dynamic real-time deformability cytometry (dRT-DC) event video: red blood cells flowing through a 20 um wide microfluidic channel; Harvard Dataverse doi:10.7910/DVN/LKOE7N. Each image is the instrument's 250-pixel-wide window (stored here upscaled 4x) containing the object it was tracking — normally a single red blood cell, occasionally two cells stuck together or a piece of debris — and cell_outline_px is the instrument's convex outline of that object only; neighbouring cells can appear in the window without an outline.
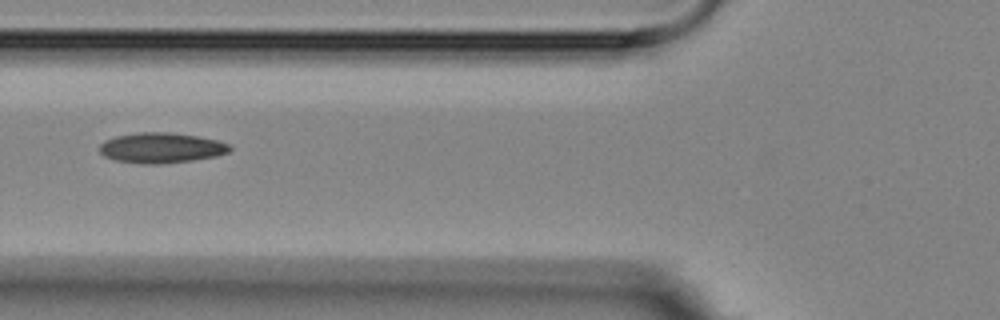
{"species": "Egyptian fruit bat (a non-hibernating species)", "species_latin": "Rousettus aegyptiacus", "temperature_condition": "room temperature", "stored_images_in_passage": 8, "camera_frame_rate_fps": 3000, "um_per_image_px": 0.085, "animal": {"sex": "female"}, "frame": {"image": 1, "passage_image": 6, "time_ms": 7.0, "image_size_px": [1000, 320], "cell_outline_px": [[232, 148], [228, 152], [216, 156], [192, 160], [160, 164], [140, 164], [116, 160], [104, 156], [100, 152], [100, 144], [104, 140], [116, 136], [140, 132], [168, 132], [196, 136], [216, 140], [228, 144]], "centroid_in_image_um": [13.68, 12.57], "position_along_channel_um": 112.1, "area_um2": 22.89}}
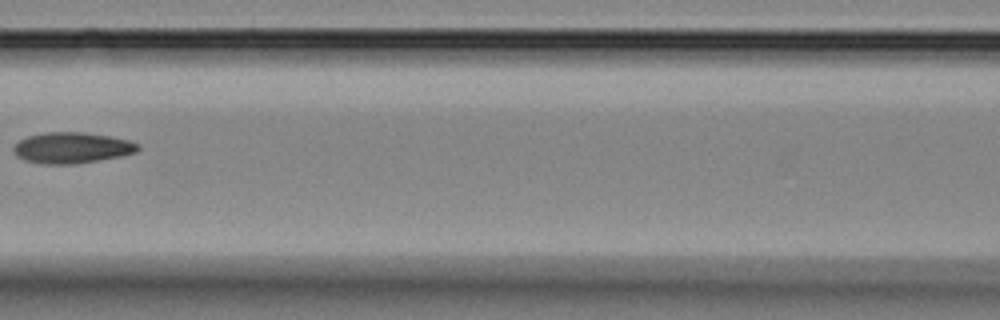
{"frame": {"image": 2, "passage_image": 7, "time_ms": 8.333, "image_size_px": [1000, 320], "cell_outline_px": [[140, 148], [136, 152], [120, 156], [76, 164], [44, 164], [24, 160], [16, 156], [12, 148], [20, 140], [28, 136], [44, 132], [84, 132], [108, 136], [128, 140], [140, 144]], "centroid_in_image_um": [6.1, 12.56], "position_along_channel_um": 160.5, "area_um2": 22.43}}
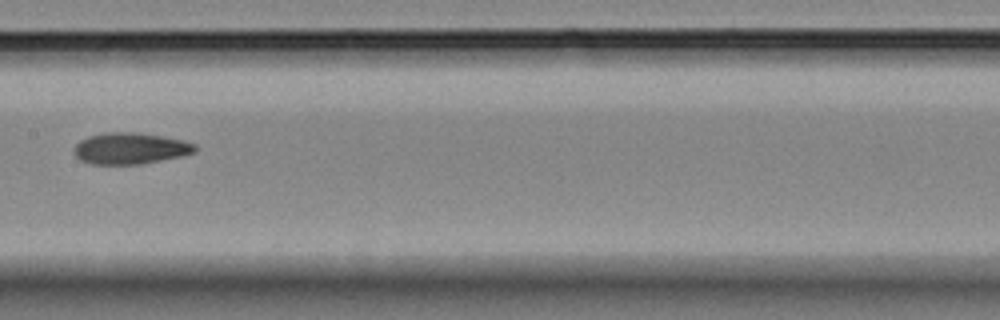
{"frame": {"image": 3, "passage_image": 8, "time_ms": 9.333, "image_size_px": [1000, 320], "cell_outline_px": [[196, 152], [184, 156], [140, 164], [88, 164], [80, 160], [72, 152], [72, 148], [80, 140], [88, 136], [104, 132], [136, 132], [184, 140], [196, 144]], "centroid_in_image_um": [11.05, 12.61], "position_along_channel_um": 196.3, "area_um2": 22.43}}